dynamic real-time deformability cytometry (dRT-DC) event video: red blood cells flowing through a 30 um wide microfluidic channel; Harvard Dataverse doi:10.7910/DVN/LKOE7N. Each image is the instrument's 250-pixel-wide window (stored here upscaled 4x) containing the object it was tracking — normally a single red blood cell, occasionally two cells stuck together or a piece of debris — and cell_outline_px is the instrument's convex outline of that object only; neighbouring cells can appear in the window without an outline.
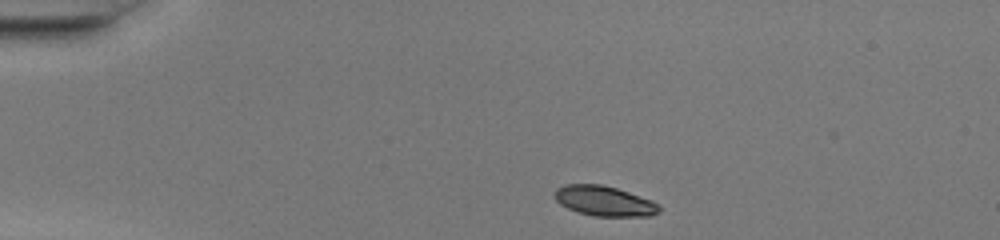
{"species": "common noctule bat (a hibernating species)", "species_latin": "Nyctalus noctula", "temperature_condition": "warm", "stored_images_in_passage": 35, "camera_frame_rate_fps": 3000, "um_per_image_px": 0.085, "animal": {"sex": "female", "body_mass_g": 20.0, "forearm_length_mm": 54.0}, "frame": {"image": 1, "passage_image": 1, "time_ms": 0.0, "image_size_px": [1000, 240], "cell_outline_px": [[660, 212], [652, 216], [592, 216], [576, 212], [560, 204], [552, 196], [552, 192], [556, 188], [564, 184], [600, 184], [616, 188], [652, 200], [660, 208]], "centroid_in_image_um": [51.31, 17.08], "position_along_channel_um": 33.7, "area_um2": 18.5}}
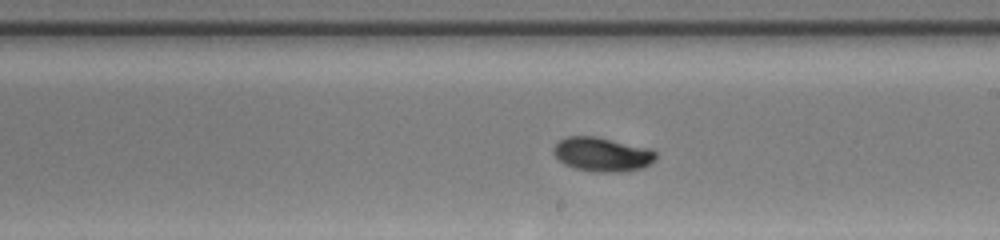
{"frame": {"image": 2, "passage_image": 20, "time_ms": 6.333, "image_size_px": [1000, 240], "cell_outline_px": [[656, 160], [640, 168], [624, 172], [596, 172], [572, 168], [564, 164], [552, 152], [552, 148], [560, 140], [568, 136], [596, 136], [652, 148], [656, 152]], "centroid_in_image_um": [51.19, 13.12], "position_along_channel_um": 237.8, "area_um2": 20.58}}
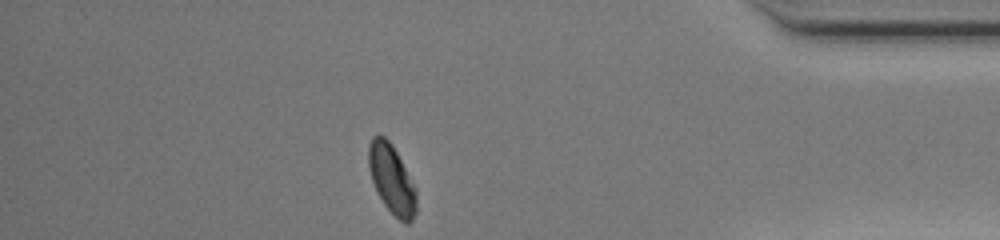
{"frame": {"image": 3, "passage_image": 34, "time_ms": 11.0, "image_size_px": [1000, 240], "cell_outline_px": [[416, 212], [412, 220], [408, 224], [404, 224], [384, 204], [376, 192], [368, 168], [368, 144], [372, 136], [384, 136], [392, 144], [416, 188]], "centroid_in_image_um": [33.28, 15.23], "position_along_channel_um": 401.9, "area_um2": 19.19}}